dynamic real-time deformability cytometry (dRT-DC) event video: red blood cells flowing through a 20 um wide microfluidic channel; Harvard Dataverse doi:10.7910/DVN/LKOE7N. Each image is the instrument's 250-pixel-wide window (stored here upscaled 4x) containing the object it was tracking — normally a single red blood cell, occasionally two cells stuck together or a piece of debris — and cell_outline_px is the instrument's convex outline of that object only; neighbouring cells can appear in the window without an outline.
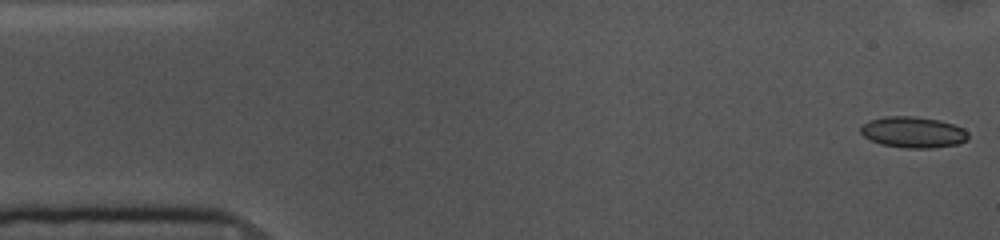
{"species": "common noctule bat (a hibernating species)", "species_latin": "Nyctalus noctula", "temperature_condition": "cold", "stored_images_in_passage": 54, "camera_frame_rate_fps": 3000, "um_per_image_px": 0.085, "animal": {"sex": "female", "body_mass_g": 10.0, "forearm_length_mm": 53.1}, "frame": {"image": 1, "passage_image": 1, "time_ms": 0.0, "image_size_px": [1000, 240], "cell_outline_px": [[968, 140], [960, 144], [932, 148], [908, 148], [880, 144], [864, 136], [860, 132], [860, 128], [868, 120], [884, 116], [912, 116], [940, 120], [964, 128], [968, 132]], "centroid_in_image_um": [77.64, 11.24], "position_along_channel_um": 7.4, "area_um2": 19.59}}
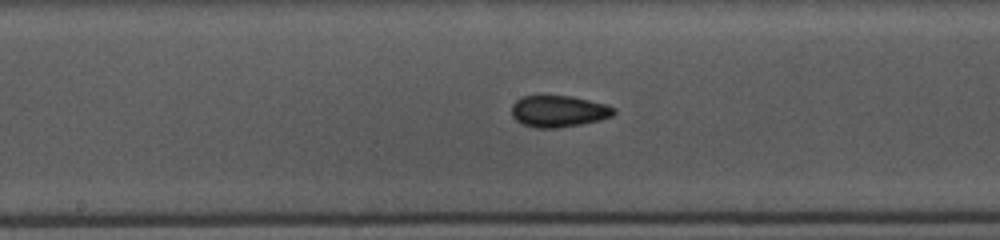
{"frame": {"image": 2, "passage_image": 26, "time_ms": 8.333, "image_size_px": [1000, 240], "cell_outline_px": [[616, 112], [612, 116], [600, 120], [560, 128], [536, 128], [520, 124], [512, 116], [512, 104], [520, 96], [540, 92], [572, 96], [604, 104], [616, 108]], "centroid_in_image_um": [47.41, 9.41], "position_along_channel_um": 200.8, "area_um2": 19.65}}
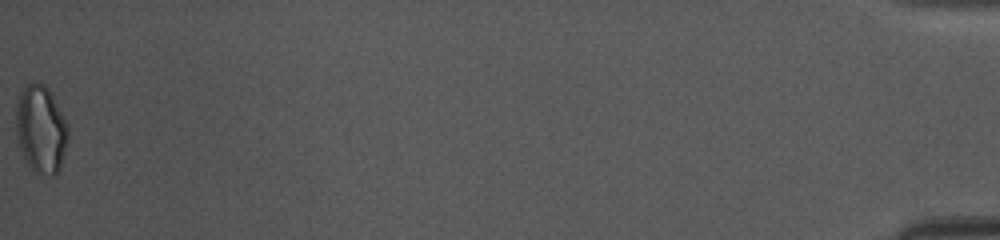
{"frame": {"image": 3, "passage_image": 54, "time_ms": 17.667, "image_size_px": [1000, 240], "cell_outline_px": [[68, 140], [60, 168], [56, 176], [48, 176], [36, 172], [28, 164], [20, 148], [16, 132], [16, 108], [20, 92], [28, 84], [44, 84], [48, 88], [68, 124]], "centroid_in_image_um": [3.5, 11.01], "position_along_channel_um": 431.7, "area_um2": 26.41}, "authors_computed_cell_mechanics": {"area_um2": 18.8428, "velocity_mm_per_s": 3.6248, "shape_relaxation_time_tau1_ms": 4.9794, "shape_relaxation_time_tau2_ms": 2.7454, "deformation_change_tau1": 0.0946, "deformation_change_tau2": 0.0905}}